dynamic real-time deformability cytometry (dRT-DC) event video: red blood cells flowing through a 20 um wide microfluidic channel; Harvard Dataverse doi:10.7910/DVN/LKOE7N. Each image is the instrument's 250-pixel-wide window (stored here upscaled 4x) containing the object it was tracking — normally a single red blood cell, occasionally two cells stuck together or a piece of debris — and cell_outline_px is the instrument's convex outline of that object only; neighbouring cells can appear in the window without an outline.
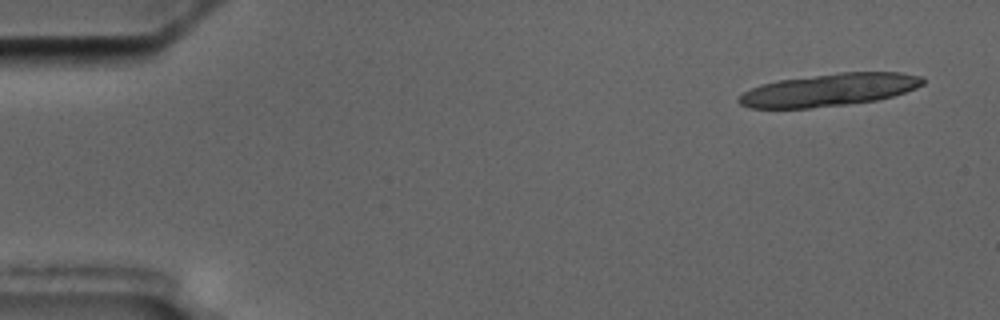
{"species": "common noctule bat (a hibernating species)", "species_latin": "Nyctalus noctula", "temperature_condition": "cold", "stored_images_in_passage": 5, "camera_frame_rate_fps": 3000, "um_per_image_px": 0.085, "animal": {"sex": "male", "body_mass_g": 17.5, "forearm_length_mm": 52.3}, "frame": {"image": 1, "passage_image": 1, "time_ms": 0.0, "image_size_px": [1000, 320], "cell_outline_px": [[924, 84], [916, 88], [892, 96], [876, 100], [812, 108], [752, 108], [740, 104], [736, 100], [744, 92], [760, 84], [780, 80], [840, 72], [900, 72], [924, 76]], "centroid_in_image_um": [70.5, 7.63], "position_along_channel_um": 14.5, "area_um2": 34.74}}